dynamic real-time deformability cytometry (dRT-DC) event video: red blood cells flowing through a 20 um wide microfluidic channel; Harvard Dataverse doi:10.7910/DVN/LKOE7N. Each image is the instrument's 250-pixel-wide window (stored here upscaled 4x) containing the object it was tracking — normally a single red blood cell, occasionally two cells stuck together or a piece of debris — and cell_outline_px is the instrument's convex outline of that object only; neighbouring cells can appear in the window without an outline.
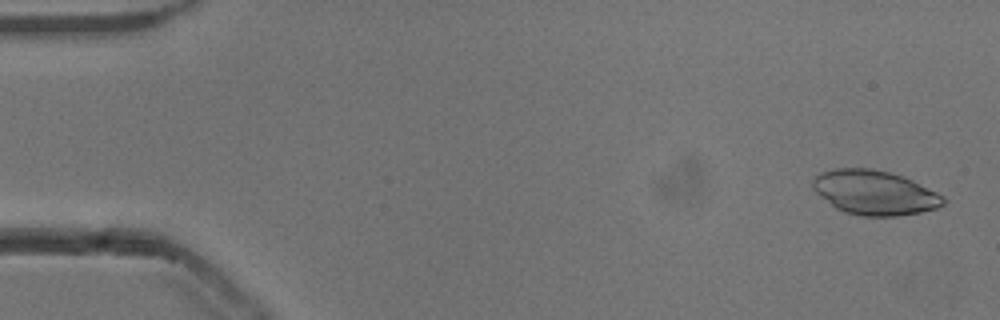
{"species": "common noctule bat (a hibernating species)", "species_latin": "Nyctalus noctula", "temperature_condition": "cold", "stored_images_in_passage": 53, "camera_frame_rate_fps": 3000, "um_per_image_px": 0.085, "animal": {"sex": "male", "body_mass_g": 13.3}, "frame": {"image": 1, "passage_image": 2, "time_ms": 0.333, "image_size_px": [1000, 320], "cell_outline_px": [[948, 200], [944, 204], [936, 208], [920, 212], [896, 216], [860, 216], [844, 212], [836, 208], [820, 196], [812, 188], [812, 180], [816, 176], [824, 172], [836, 168], [872, 168], [904, 176], [944, 196]], "centroid_in_image_um": [74.35, 16.37], "position_along_channel_um": 10.7, "area_um2": 33.76}}